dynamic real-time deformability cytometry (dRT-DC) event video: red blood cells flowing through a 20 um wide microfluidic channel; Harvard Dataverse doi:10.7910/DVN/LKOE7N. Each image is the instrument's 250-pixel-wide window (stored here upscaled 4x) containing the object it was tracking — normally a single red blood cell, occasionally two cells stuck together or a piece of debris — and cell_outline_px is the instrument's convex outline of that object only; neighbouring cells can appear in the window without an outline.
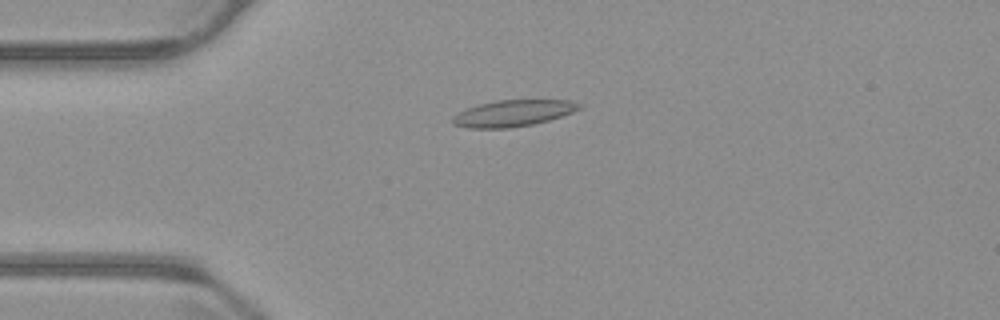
{"species": "common noctule bat (a hibernating species)", "species_latin": "Nyctalus noctula", "temperature_condition": "warm", "stored_images_in_passage": 56, "camera_frame_rate_fps": 3000, "um_per_image_px": 0.085, "animal": {"sex": "male", "body_mass_g": 23.1, "forearm_length_mm": 52.7}, "frame": {"image": 1, "passage_image": 14, "time_ms": 4.333, "image_size_px": [1000, 320], "cell_outline_px": [[584, 104], [580, 108], [572, 112], [548, 120], [532, 124], [508, 128], [468, 128], [452, 124], [452, 116], [468, 108], [480, 104], [496, 100], [572, 100]], "centroid_in_image_um": [43.62, 9.62], "position_along_channel_um": 41.4, "area_um2": 19.36}}
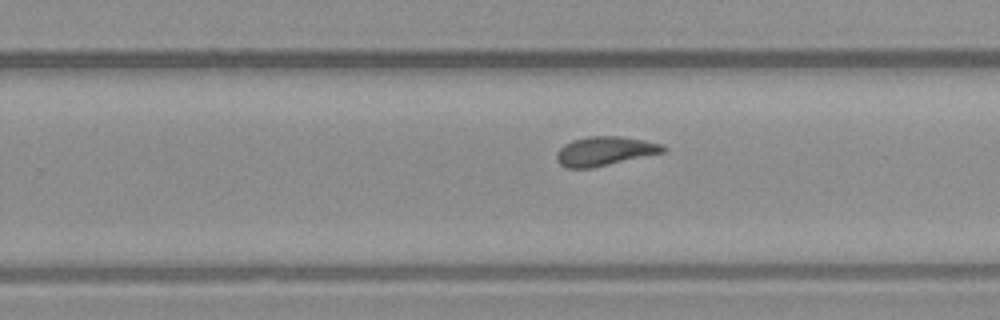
{"frame": {"image": 2, "passage_image": 35, "time_ms": 11.333, "image_size_px": [1000, 320], "cell_outline_px": [[668, 148], [664, 152], [592, 168], [568, 168], [560, 164], [556, 160], [556, 152], [564, 144], [572, 140], [588, 136], [620, 136], [644, 140], [660, 144]], "centroid_in_image_um": [51.38, 12.84], "position_along_channel_um": 278.4, "area_um2": 18.03}}
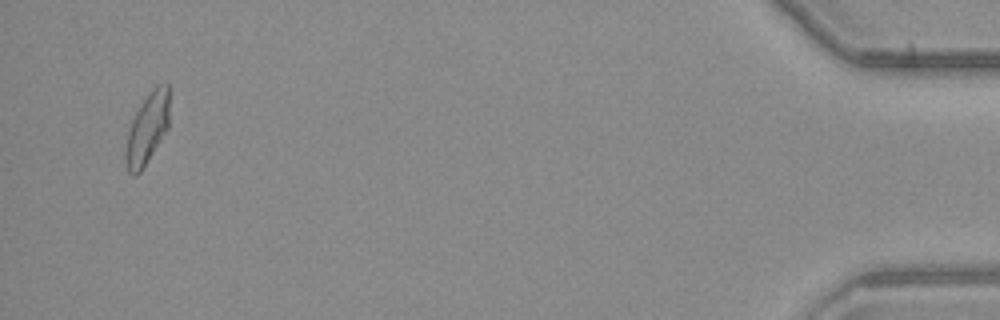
{"frame": {"image": 3, "passage_image": 54, "time_ms": 17.667, "image_size_px": [1000, 320], "cell_outline_px": [[168, 128], [140, 172], [136, 176], [132, 176], [128, 172], [124, 160], [124, 148], [128, 132], [132, 120], [136, 112], [152, 88], [156, 84], [168, 84]], "centroid_in_image_um": [12.48, 10.97], "position_along_channel_um": 422.7, "area_um2": 17.92}, "authors_computed_cell_mechanics": {"area_um2": 18.2648, "velocity_mm_per_s": 3.7125, "shape_relaxation_time_tau1_ms": null, "shape_relaxation_time_tau2_ms": 2.9453, "deformation_change_tau1": null, "deformation_change_tau2": 0.0974}}